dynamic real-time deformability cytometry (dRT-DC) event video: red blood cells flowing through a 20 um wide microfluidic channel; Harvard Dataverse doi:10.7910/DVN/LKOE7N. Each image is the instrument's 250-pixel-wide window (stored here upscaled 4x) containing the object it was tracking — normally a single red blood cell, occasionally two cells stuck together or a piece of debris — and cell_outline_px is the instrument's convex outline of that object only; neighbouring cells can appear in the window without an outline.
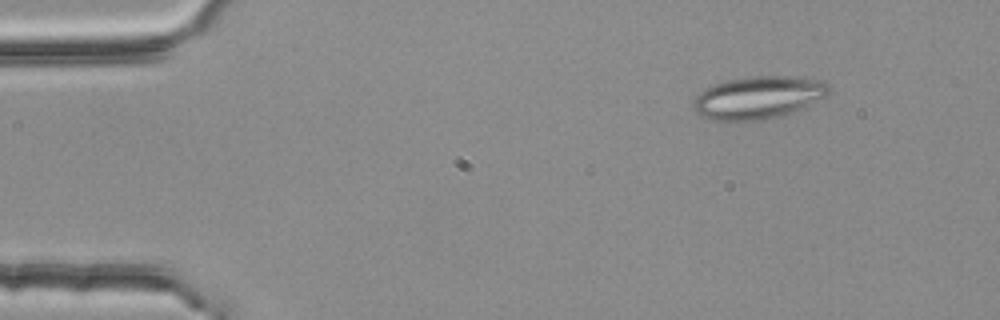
{"species": "common noctule bat (a hibernating species)", "species_latin": "Nyctalus noctula", "temperature_condition": "room temperature", "stored_images_in_passage": 4, "segment_of_instrument_passage": [1, 2], "camera_frame_rate_fps": 3000, "um_per_image_px": 0.085, "animal": {"sex": "female", "body_mass_g": 25.1}, "frame": {"image": 1, "passage_image": 1, "time_ms": 0.0, "image_size_px": [1000, 320], "cell_outline_px": [[832, 88], [824, 96], [800, 108], [776, 116], [756, 120], [712, 120], [700, 116], [696, 112], [692, 104], [692, 100], [704, 88], [712, 84], [728, 80], [752, 76], [788, 76], [816, 80], [828, 84]], "centroid_in_image_um": [64.35, 8.27], "position_along_channel_um": 20.6, "area_um2": 33.0}}
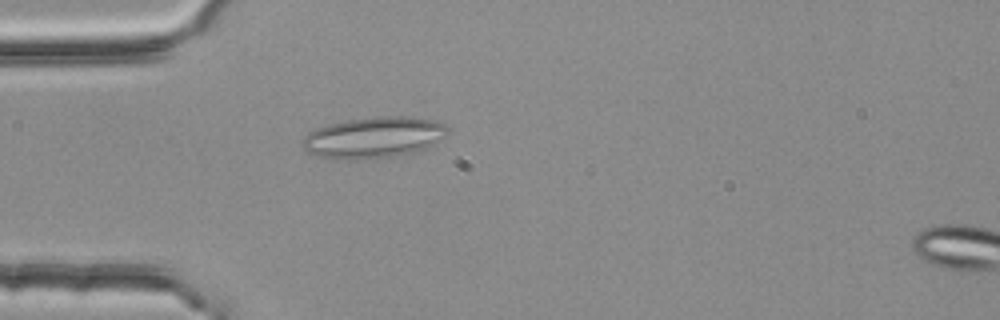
{"frame": {"image": 2, "passage_image": 3, "time_ms": 0.667, "image_size_px": [1000, 320], "cell_outline_px": [[448, 132], [444, 136], [428, 148], [412, 152], [388, 156], [316, 156], [308, 152], [300, 144], [304, 136], [316, 128], [328, 124], [348, 120], [376, 116], [408, 116], [432, 120], [444, 124], [448, 128]], "centroid_in_image_um": [31.79, 11.62], "position_along_channel_um": 53.2, "area_um2": 33.52}}